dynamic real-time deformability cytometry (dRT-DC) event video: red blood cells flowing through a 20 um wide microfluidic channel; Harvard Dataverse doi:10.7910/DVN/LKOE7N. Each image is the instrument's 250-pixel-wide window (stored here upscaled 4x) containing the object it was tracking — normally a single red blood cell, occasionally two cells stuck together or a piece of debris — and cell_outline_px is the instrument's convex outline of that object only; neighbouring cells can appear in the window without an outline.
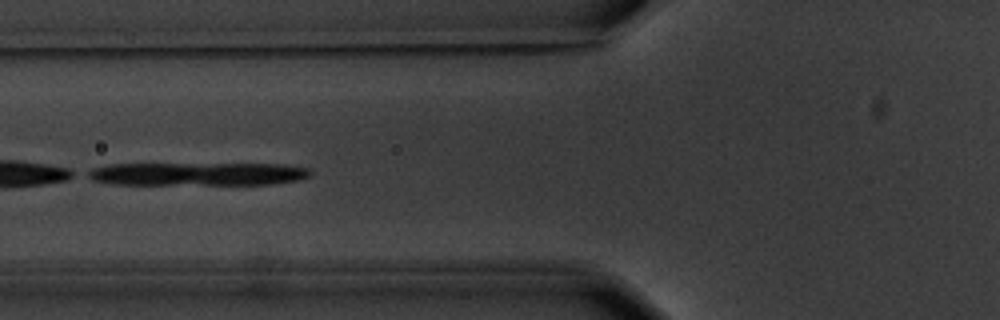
{"species": "common noctule bat (a hibernating species)", "species_latin": "Nyctalus noctula", "temperature_condition": "warm", "stored_images_in_passage": 6, "camera_frame_rate_fps": 3000, "um_per_image_px": 0.085, "animal": {"sex": "male", "body_mass_g": 20.1, "forearm_length_mm": 53.5}, "frame": {"image": 1, "passage_image": 6, "time_ms": 6.0, "image_size_px": [1000, 320], "cell_outline_px": [[312, 172], [308, 176], [296, 180], [272, 184], [112, 184], [92, 180], [84, 176], [84, 172], [92, 168], [108, 164], [284, 164], [308, 168]], "centroid_in_image_um": [16.7, 14.78], "position_along_channel_um": 109.1, "area_um2": 30.06}}